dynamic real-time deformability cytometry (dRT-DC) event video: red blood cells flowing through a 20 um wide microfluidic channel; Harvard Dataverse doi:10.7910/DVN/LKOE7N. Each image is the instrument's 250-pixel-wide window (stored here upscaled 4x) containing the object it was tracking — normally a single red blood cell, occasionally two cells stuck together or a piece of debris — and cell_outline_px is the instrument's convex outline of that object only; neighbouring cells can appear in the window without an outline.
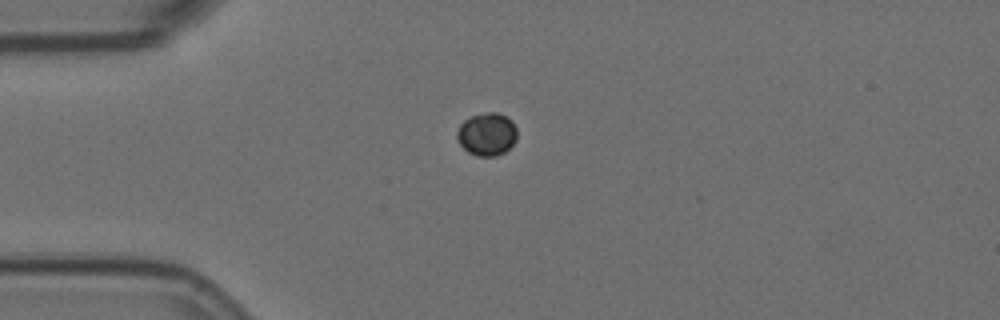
{"species": "Egyptian fruit bat (a non-hibernating species)", "species_latin": "Rousettus aegyptiacus", "temperature_condition": "room temperature", "stored_images_in_passage": 43, "camera_frame_rate_fps": 3000, "um_per_image_px": 0.085, "animal": {"sex": "female"}, "frame": {"image": 1, "passage_image": 1, "time_ms": 0.0, "image_size_px": [1000, 320], "cell_outline_px": [[516, 140], [504, 152], [496, 156], [476, 156], [468, 152], [460, 144], [456, 136], [456, 132], [460, 124], [464, 120], [472, 116], [484, 112], [496, 112], [512, 120], [516, 128]], "centroid_in_image_um": [41.37, 11.4], "position_along_channel_um": 43.6, "area_um2": 14.97}}
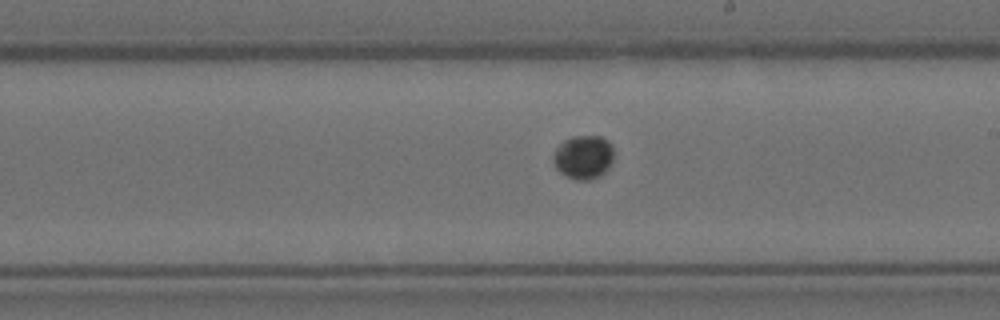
{"frame": {"image": 2, "passage_image": 19, "time_ms": 6.0, "image_size_px": [1000, 320], "cell_outline_px": [[612, 160], [608, 168], [600, 176], [592, 180], [576, 180], [564, 176], [556, 168], [552, 160], [552, 156], [556, 148], [564, 140], [572, 136], [600, 136], [608, 140], [612, 144]], "centroid_in_image_um": [49.57, 13.36], "position_along_channel_um": 239.4, "area_um2": 15.61}}
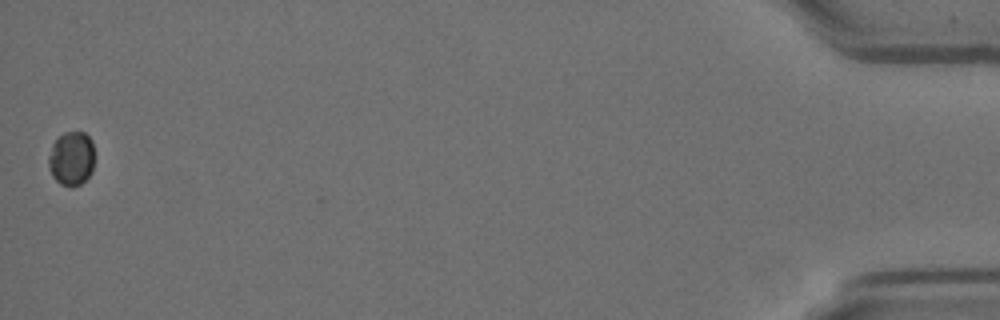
{"frame": {"image": 3, "passage_image": 43, "time_ms": 14.0, "image_size_px": [1000, 320], "cell_outline_px": [[92, 172], [80, 184], [68, 188], [60, 184], [52, 176], [48, 168], [48, 156], [52, 144], [64, 132], [84, 132], [92, 140]], "centroid_in_image_um": [6.03, 13.49], "position_along_channel_um": 429.2, "area_um2": 14.45}, "authors_computed_cell_mechanics": {"area_um2": 15.028, "velocity_mm_per_s": 3.5777, "shape_relaxation_time_tau1_ms": 2.7912, "shape_relaxation_time_tau2_ms": null, "deformation_change_tau1": 0.0184, "deformation_change_tau2": null}}